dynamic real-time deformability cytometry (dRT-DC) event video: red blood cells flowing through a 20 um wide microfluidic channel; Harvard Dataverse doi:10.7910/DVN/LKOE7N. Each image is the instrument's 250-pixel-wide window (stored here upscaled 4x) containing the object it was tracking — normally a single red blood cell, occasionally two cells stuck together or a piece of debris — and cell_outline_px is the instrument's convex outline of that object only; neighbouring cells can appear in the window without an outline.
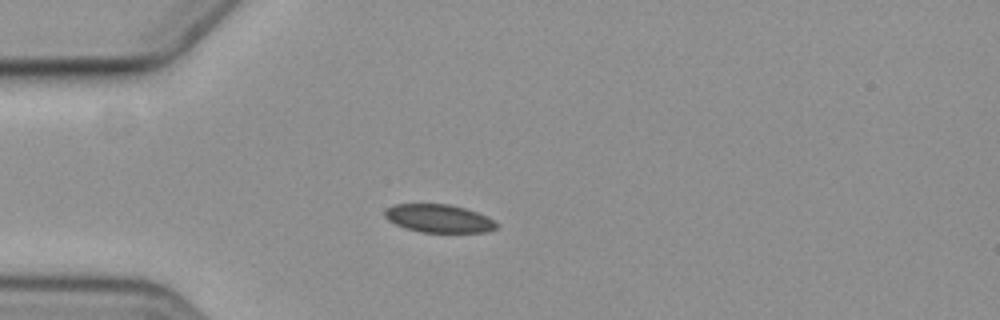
{"species": "common noctule bat (a hibernating species)", "species_latin": "Nyctalus noctula", "temperature_condition": "cold", "stored_images_in_passage": 43, "camera_frame_rate_fps": 3000, "um_per_image_px": 0.085, "animal": {"sex": "female", "body_mass_g": 19.3, "forearm_length_mm": 54.1}, "frame": {"image": 1, "passage_image": 1, "time_ms": 0.0, "image_size_px": [1000, 320], "cell_outline_px": [[500, 224], [496, 228], [488, 232], [420, 232], [396, 224], [388, 220], [384, 216], [384, 208], [392, 204], [448, 204], [464, 208], [488, 216]], "centroid_in_image_um": [37.3, 18.56], "position_along_channel_um": 47.7, "area_um2": 18.38}}
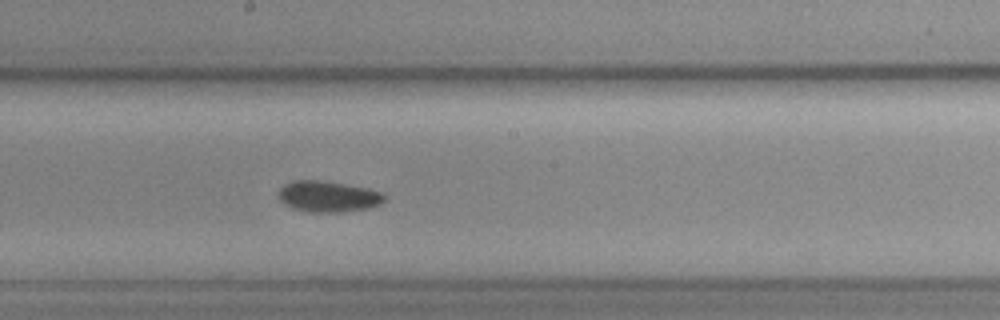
{"frame": {"image": 2, "passage_image": 17, "time_ms": 5.333, "image_size_px": [1000, 320], "cell_outline_px": [[388, 196], [380, 204], [368, 208], [344, 212], [304, 212], [292, 208], [284, 204], [280, 200], [280, 188], [284, 184], [292, 180], [320, 180], [368, 188], [380, 192]], "centroid_in_image_um": [27.89, 16.71], "position_along_channel_um": 220.3, "area_um2": 19.25}}
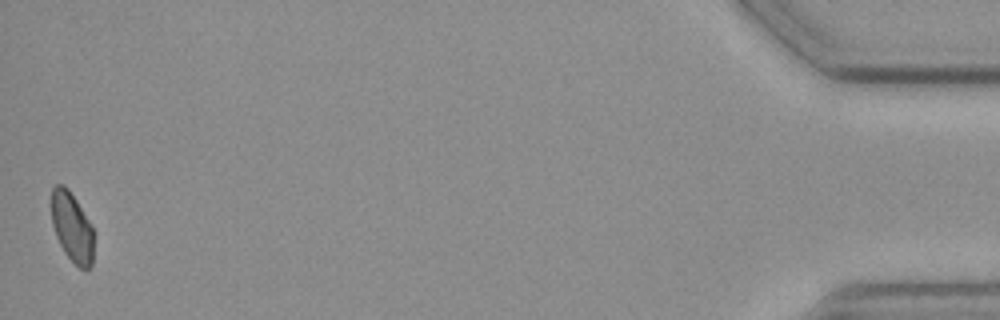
{"frame": {"image": 3, "passage_image": 43, "time_ms": 14.0, "image_size_px": [1000, 320], "cell_outline_px": [[92, 264], [88, 268], [80, 268], [64, 252], [56, 236], [52, 224], [52, 188], [56, 184], [64, 184], [68, 188], [92, 224]], "centroid_in_image_um": [6.1, 19.27], "position_along_channel_um": 429.1, "area_um2": 16.88}, "authors_computed_cell_mechanics": {"area_um2": 18.6116, "velocity_mm_per_s": 3.5592, "shape_relaxation_time_tau1_ms": 4.0178, "shape_relaxation_time_tau2_ms": null, "deformation_change_tau1": 0.0489, "deformation_change_tau2": null}}